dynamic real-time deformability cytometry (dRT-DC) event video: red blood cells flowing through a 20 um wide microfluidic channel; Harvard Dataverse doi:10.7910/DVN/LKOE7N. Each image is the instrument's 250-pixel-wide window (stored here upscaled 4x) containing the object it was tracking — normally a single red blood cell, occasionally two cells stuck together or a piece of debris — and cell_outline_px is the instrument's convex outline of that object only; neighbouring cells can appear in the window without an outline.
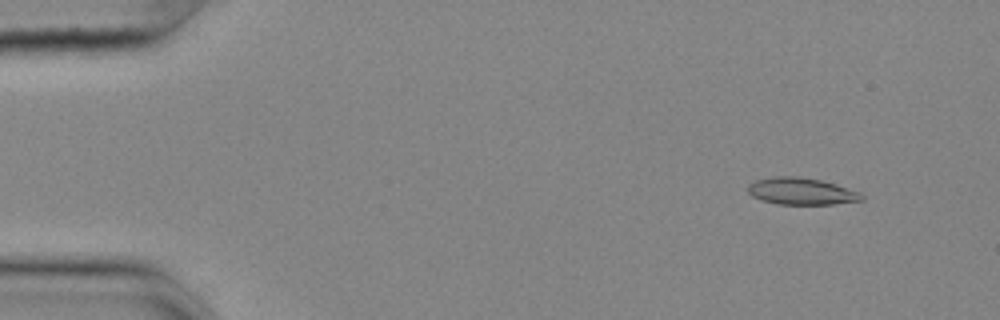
{"species": "common noctule bat (a hibernating species)", "species_latin": "Nyctalus noctula", "temperature_condition": "cold", "stored_images_in_passage": 21, "segment_of_instrument_passage": [1, 2], "camera_frame_rate_fps": 3000, "um_per_image_px": 0.085, "animal": {"sex": "female", "body_mass_g": 25.1}, "frame": {"image": 1, "passage_image": 6, "time_ms": 1.667, "image_size_px": [1000, 320], "cell_outline_px": [[864, 200], [832, 204], [776, 204], [760, 200], [752, 196], [748, 192], [748, 184], [756, 180], [772, 176], [800, 176], [820, 180], [836, 184], [860, 192], [864, 196]], "centroid_in_image_um": [68.1, 16.25], "position_along_channel_um": 16.9, "area_um2": 17.98}}
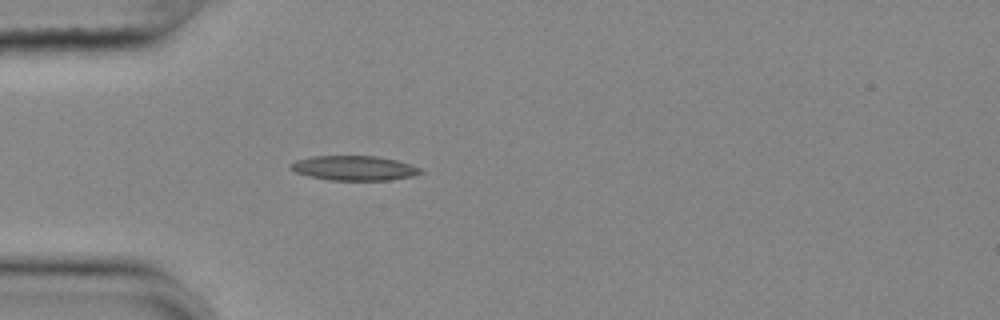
{"frame": {"image": 2, "passage_image": 17, "time_ms": 5.333, "image_size_px": [1000, 320], "cell_outline_px": [[424, 172], [412, 176], [388, 180], [332, 180], [308, 176], [296, 172], [288, 168], [288, 164], [296, 160], [312, 156], [380, 156], [396, 160], [420, 168]], "centroid_in_image_um": [30.06, 14.28], "position_along_channel_um": 54.9, "area_um2": 18.67}}